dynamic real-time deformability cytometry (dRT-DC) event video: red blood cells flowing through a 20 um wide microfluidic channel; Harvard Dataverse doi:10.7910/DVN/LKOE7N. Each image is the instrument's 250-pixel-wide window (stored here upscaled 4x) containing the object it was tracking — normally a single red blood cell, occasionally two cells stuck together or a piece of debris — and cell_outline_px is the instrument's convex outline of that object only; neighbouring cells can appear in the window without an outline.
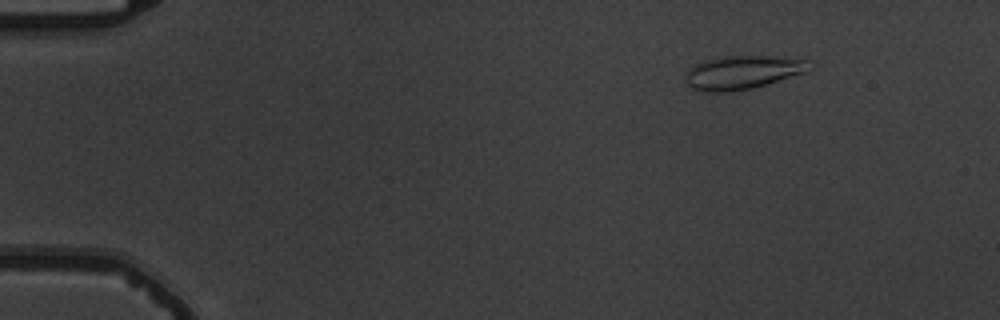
{"species": "common noctule bat (a hibernating species)", "species_latin": "Nyctalus noctula", "temperature_condition": "warm", "stored_images_in_passage": 56, "camera_frame_rate_fps": 3000, "um_per_image_px": 0.085, "animal": {"sex": "male", "body_mass_g": 19.5, "forearm_length_mm": 54.6}, "frame": {"image": 1, "passage_image": 8, "time_ms": 2.333, "image_size_px": [1000, 320], "cell_outline_px": [[816, 64], [812, 68], [804, 72], [752, 88], [728, 92], [696, 92], [688, 84], [684, 76], [688, 68], [692, 64], [704, 60], [724, 56], [768, 56], [812, 60]], "centroid_in_image_um": [63.09, 6.14], "position_along_channel_um": 21.9, "area_um2": 24.51}}
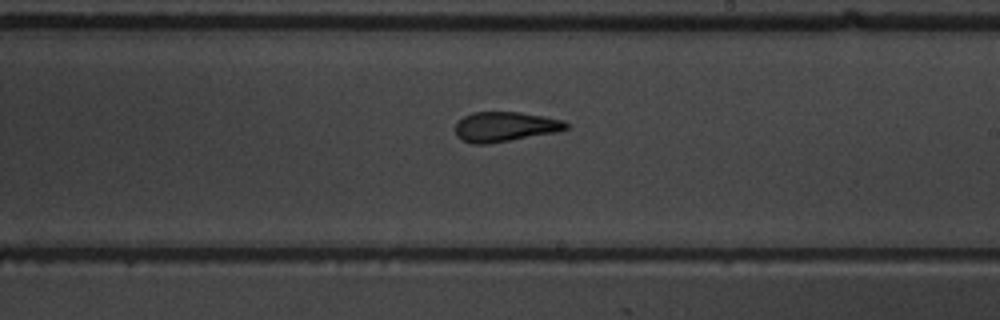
{"frame": {"image": 2, "passage_image": 34, "time_ms": 11.0, "image_size_px": [1000, 320], "cell_outline_px": [[568, 128], [552, 132], [488, 144], [472, 144], [460, 140], [456, 136], [456, 124], [464, 116], [472, 112], [520, 112], [564, 120], [568, 124]], "centroid_in_image_um": [42.87, 10.77], "position_along_channel_um": 246.1, "area_um2": 19.02}}
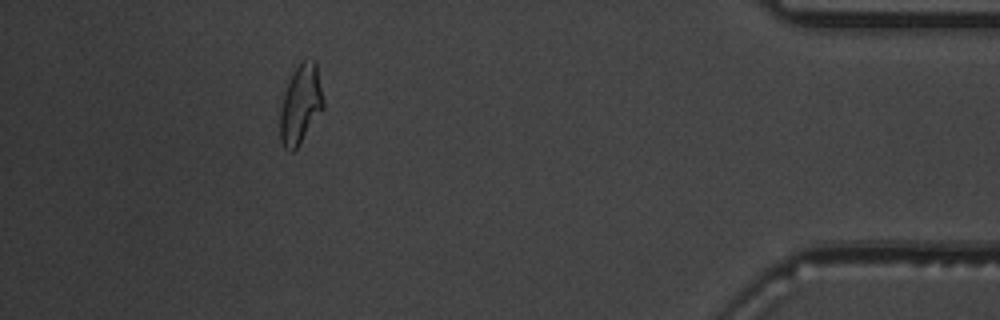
{"frame": {"image": 3, "passage_image": 51, "time_ms": 16.667, "image_size_px": [1000, 320], "cell_outline_px": [[324, 108], [296, 148], [292, 152], [284, 148], [280, 140], [280, 112], [284, 92], [292, 72], [300, 60], [304, 56], [316, 60], [324, 100]], "centroid_in_image_um": [25.56, 8.78], "position_along_channel_um": 409.6, "area_um2": 20.23}, "authors_computed_cell_mechanics": {"area_um2": 20.1433, "velocity_mm_per_s": 3.7248, "shape_relaxation_time_tau1_ms": 6.5022, "shape_relaxation_time_tau2_ms": 1.9803, "deformation_change_tau1": 0.2206, "deformation_change_tau2": 0.1048}}